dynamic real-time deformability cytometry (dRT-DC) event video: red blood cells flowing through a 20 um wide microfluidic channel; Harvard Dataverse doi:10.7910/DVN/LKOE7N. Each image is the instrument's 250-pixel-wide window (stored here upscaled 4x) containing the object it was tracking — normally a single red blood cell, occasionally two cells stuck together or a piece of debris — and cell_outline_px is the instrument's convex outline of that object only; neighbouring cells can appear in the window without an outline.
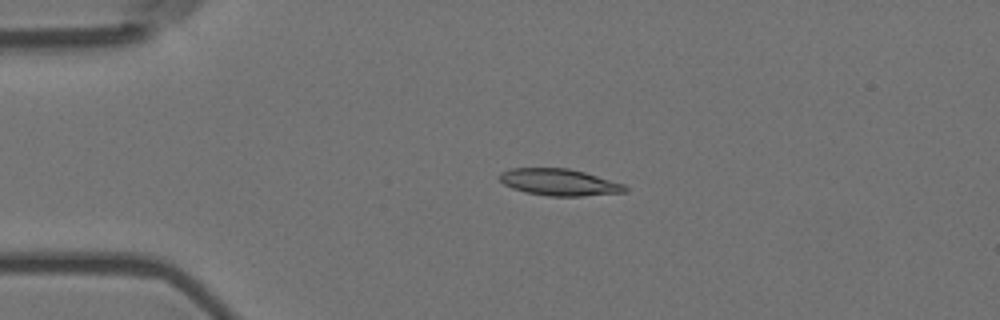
{"species": "Egyptian fruit bat (a non-hibernating species)", "species_latin": "Rousettus aegyptiacus", "temperature_condition": "room temperature", "stored_images_in_passage": 3, "camera_frame_rate_fps": 3000, "um_per_image_px": 0.085, "animal": {"sex": "female"}, "frame": {"image": 1, "passage_image": 2, "time_ms": 0.333, "image_size_px": [1000, 320], "cell_outline_px": [[628, 192], [580, 196], [548, 196], [524, 192], [512, 188], [504, 184], [500, 180], [500, 172], [508, 168], [568, 168], [584, 172], [624, 184], [628, 188]], "centroid_in_image_um": [47.52, 15.49], "position_along_channel_um": 37.5, "area_um2": 19.59}}